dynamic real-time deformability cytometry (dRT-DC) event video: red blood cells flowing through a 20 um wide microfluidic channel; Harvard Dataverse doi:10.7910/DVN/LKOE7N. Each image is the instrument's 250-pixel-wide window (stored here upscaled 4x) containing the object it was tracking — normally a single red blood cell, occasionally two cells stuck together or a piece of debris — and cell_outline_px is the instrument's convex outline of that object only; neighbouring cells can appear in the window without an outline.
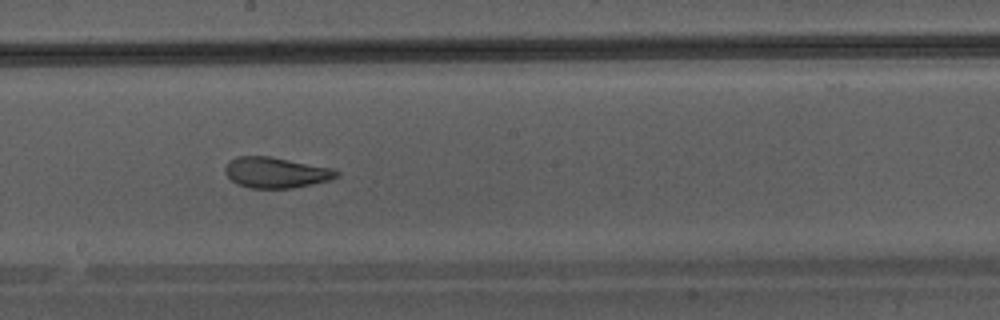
{"species": "Egyptian fruit bat (a non-hibernating species)", "species_latin": "Rousettus aegyptiacus", "temperature_condition": "warm", "stored_images_in_passage": 45, "camera_frame_rate_fps": 3000, "um_per_image_px": 0.085, "animal": {"sex": "male"}, "frame": {"image": 1, "passage_image": 26, "time_ms": 8.333, "image_size_px": [1000, 320], "cell_outline_px": [[340, 176], [328, 180], [292, 188], [248, 188], [232, 180], [224, 172], [224, 168], [228, 160], [236, 156], [268, 156], [332, 168], [340, 172]], "centroid_in_image_um": [23.43, 14.66], "position_along_channel_um": 224.8, "area_um2": 19.83}}